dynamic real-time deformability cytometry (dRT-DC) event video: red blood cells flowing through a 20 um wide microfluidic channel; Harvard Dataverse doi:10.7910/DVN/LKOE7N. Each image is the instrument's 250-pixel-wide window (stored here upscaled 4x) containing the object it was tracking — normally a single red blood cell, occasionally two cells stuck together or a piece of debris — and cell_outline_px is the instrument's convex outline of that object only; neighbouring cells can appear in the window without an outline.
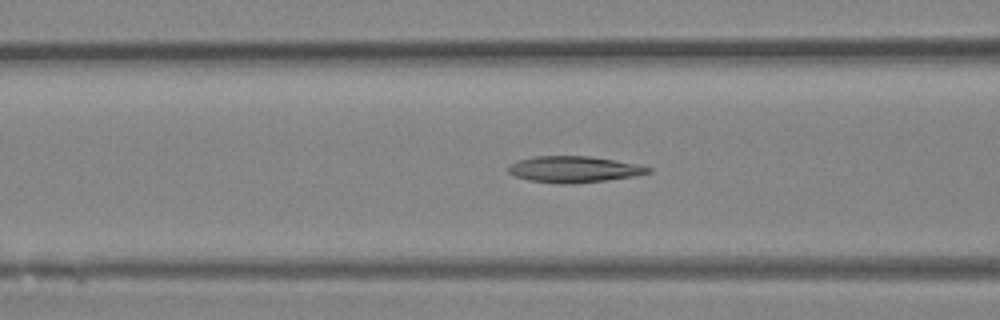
{"species": "Egyptian fruit bat (a non-hibernating species)", "species_latin": "Rousettus aegyptiacus", "temperature_condition": "room temperature", "stored_images_in_passage": 40, "camera_frame_rate_fps": 3000, "um_per_image_px": 0.085, "animal": {"sex": "female"}, "frame": {"image": 1, "passage_image": 16, "time_ms": 5.0, "image_size_px": [1000, 320], "cell_outline_px": [[652, 172], [632, 176], [604, 180], [568, 184], [560, 184], [528, 180], [516, 176], [508, 172], [508, 168], [512, 164], [520, 160], [532, 156], [588, 156], [616, 160], [636, 164], [652, 168]], "centroid_in_image_um": [48.78, 14.39], "position_along_channel_um": 117.8, "area_um2": 21.15}}
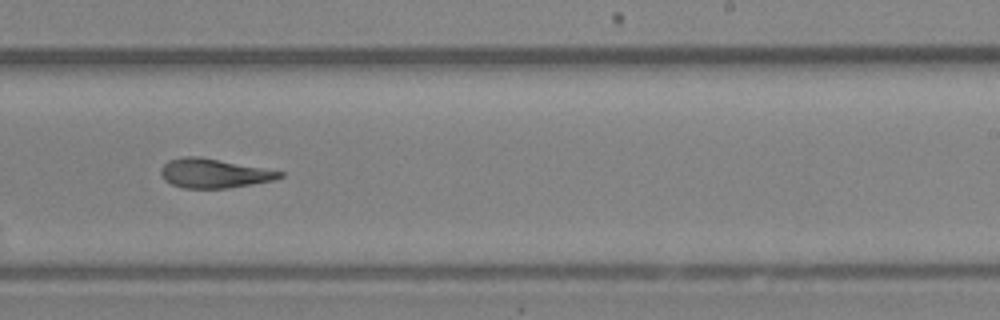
{"frame": {"image": 2, "passage_image": 25, "time_ms": 8.0, "image_size_px": [1000, 320], "cell_outline_px": [[284, 176], [276, 180], [228, 188], [184, 188], [172, 184], [164, 180], [160, 172], [160, 168], [168, 160], [184, 156], [200, 156], [284, 172]], "centroid_in_image_um": [18.18, 14.73], "position_along_channel_um": 270.8, "area_um2": 20.29}}
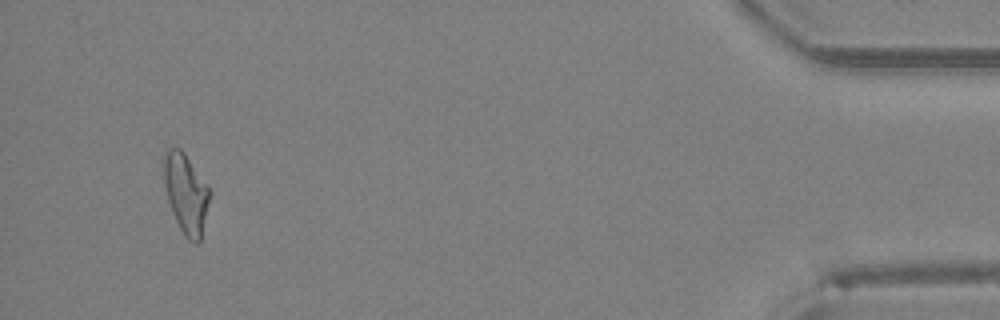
{"frame": {"image": 3, "passage_image": 38, "time_ms": 12.333, "image_size_px": [1000, 320], "cell_outline_px": [[212, 192], [200, 240], [196, 244], [188, 240], [184, 236], [172, 212], [168, 200], [164, 184], [164, 156], [168, 148], [180, 148], [184, 152], [208, 184]], "centroid_in_image_um": [15.83, 16.45], "position_along_channel_um": 419.4, "area_um2": 21.39}}